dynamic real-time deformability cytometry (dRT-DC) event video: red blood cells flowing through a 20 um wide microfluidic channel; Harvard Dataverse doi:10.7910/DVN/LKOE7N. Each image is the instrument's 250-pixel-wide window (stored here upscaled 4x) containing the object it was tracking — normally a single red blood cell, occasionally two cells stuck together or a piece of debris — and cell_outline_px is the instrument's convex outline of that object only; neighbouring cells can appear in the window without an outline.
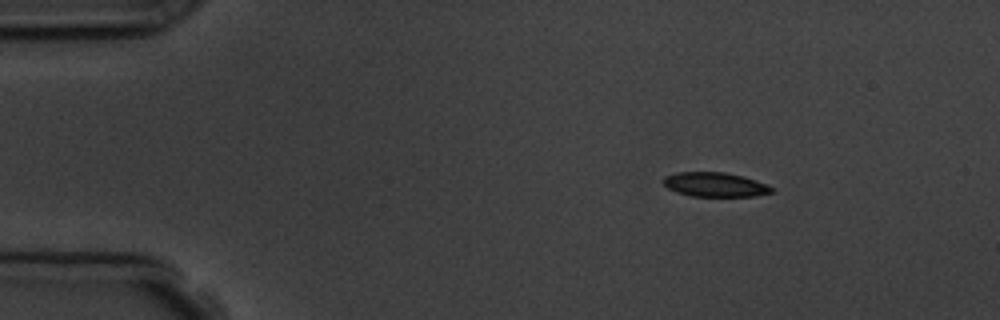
{"species": "common noctule bat (a hibernating species)", "species_latin": "Nyctalus noctula", "temperature_condition": "room temperature", "stored_images_in_passage": 5, "camera_frame_rate_fps": 3000, "um_per_image_px": 0.085, "animal": {"sex": "male", "body_mass_g": 19.5, "forearm_length_mm": 54.6}, "frame": {"image": 1, "passage_image": 1, "time_ms": 0.0, "image_size_px": [1000, 320], "cell_outline_px": [[776, 188], [772, 192], [756, 196], [692, 196], [676, 192], [668, 188], [664, 184], [664, 176], [676, 172], [724, 172], [744, 176], [756, 180]], "centroid_in_image_um": [60.8, 15.68], "position_along_channel_um": 24.2, "area_um2": 15.43}}
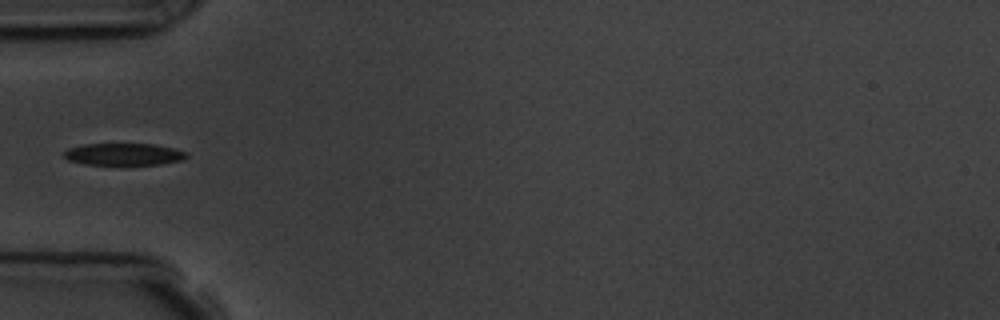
{"frame": {"image": 2, "passage_image": 4, "time_ms": 3.333, "image_size_px": [1000, 320], "cell_outline_px": [[188, 156], [184, 160], [160, 164], [84, 164], [68, 160], [64, 156], [64, 152], [68, 148], [84, 144], [152, 144], [172, 148], [188, 152]], "centroid_in_image_um": [10.54, 13.11], "position_along_channel_um": 74.5, "area_um2": 15.61}}